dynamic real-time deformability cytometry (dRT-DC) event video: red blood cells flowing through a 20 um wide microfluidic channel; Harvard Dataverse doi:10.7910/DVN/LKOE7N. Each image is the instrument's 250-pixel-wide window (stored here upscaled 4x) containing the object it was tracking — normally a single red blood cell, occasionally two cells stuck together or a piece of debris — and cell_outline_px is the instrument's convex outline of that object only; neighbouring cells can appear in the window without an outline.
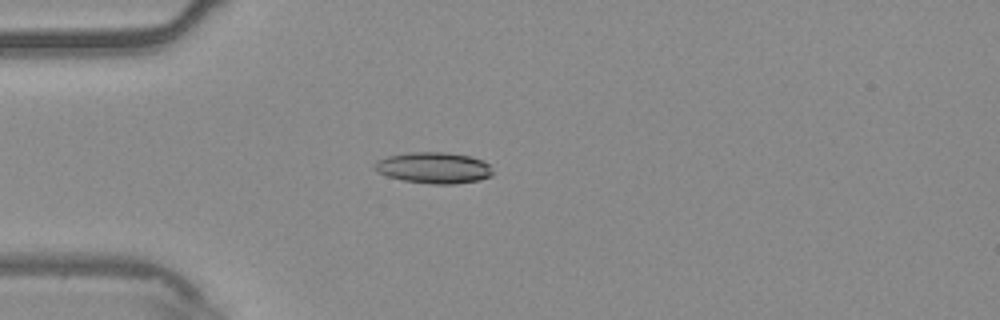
{"species": "common noctule bat (a hibernating species)", "species_latin": "Nyctalus noctula", "temperature_condition": "warm", "stored_images_in_passage": 54, "camera_frame_rate_fps": 3000, "um_per_image_px": 0.085, "animal": {"sex": "male", "body_mass_g": 20.4}, "frame": {"image": 1, "passage_image": 15, "time_ms": 4.667, "image_size_px": [1000, 320], "cell_outline_px": [[492, 176], [480, 180], [452, 184], [432, 184], [404, 180], [388, 176], [376, 172], [372, 168], [372, 164], [376, 160], [388, 156], [408, 152], [448, 152], [468, 156], [480, 160], [488, 164], [492, 172]], "centroid_in_image_um": [36.81, 14.26], "position_along_channel_um": 48.2, "area_um2": 21.5}}
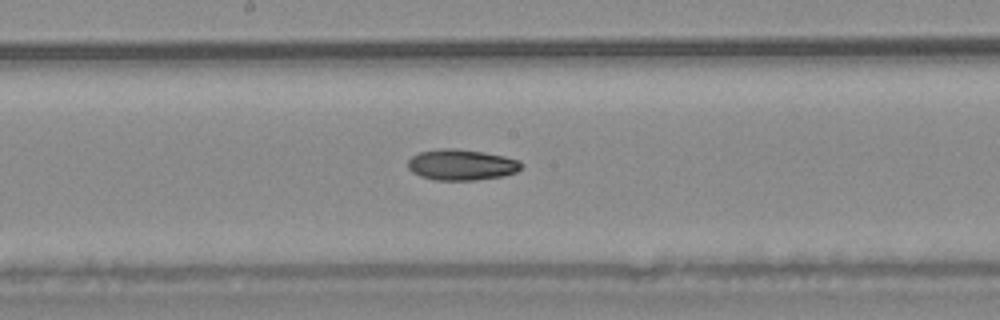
{"frame": {"image": 2, "passage_image": 29, "time_ms": 9.333, "image_size_px": [1000, 320], "cell_outline_px": [[520, 168], [516, 172], [504, 176], [476, 180], [436, 180], [420, 176], [412, 172], [408, 168], [408, 160], [412, 156], [420, 152], [440, 148], [452, 148], [484, 152], [504, 156], [520, 160]], "centroid_in_image_um": [39.21, 14.01], "position_along_channel_um": 209.0, "area_um2": 20.4}}
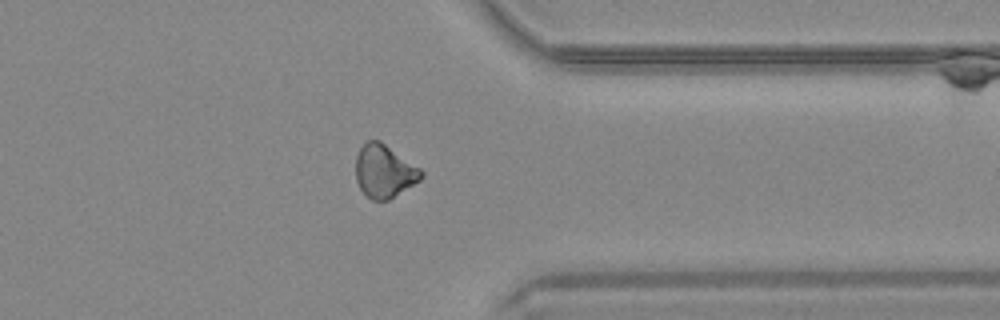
{"frame": {"image": 3, "passage_image": 43, "time_ms": 14.0, "image_size_px": [1000, 320], "cell_outline_px": [[424, 176], [420, 180], [388, 200], [372, 200], [360, 188], [356, 180], [356, 156], [360, 148], [368, 140], [380, 140], [420, 168], [424, 172]], "centroid_in_image_um": [32.67, 14.54], "position_along_channel_um": 378.7, "area_um2": 20.06}, "authors_computed_cell_mechanics": {"area_um2": 20.3456, "velocity_mm_per_s": 3.7466, "shape_relaxation_time_tau1_ms": 8.8445, "shape_relaxation_time_tau2_ms": null, "deformation_change_tau1": 0.168, "deformation_change_tau2": null}}